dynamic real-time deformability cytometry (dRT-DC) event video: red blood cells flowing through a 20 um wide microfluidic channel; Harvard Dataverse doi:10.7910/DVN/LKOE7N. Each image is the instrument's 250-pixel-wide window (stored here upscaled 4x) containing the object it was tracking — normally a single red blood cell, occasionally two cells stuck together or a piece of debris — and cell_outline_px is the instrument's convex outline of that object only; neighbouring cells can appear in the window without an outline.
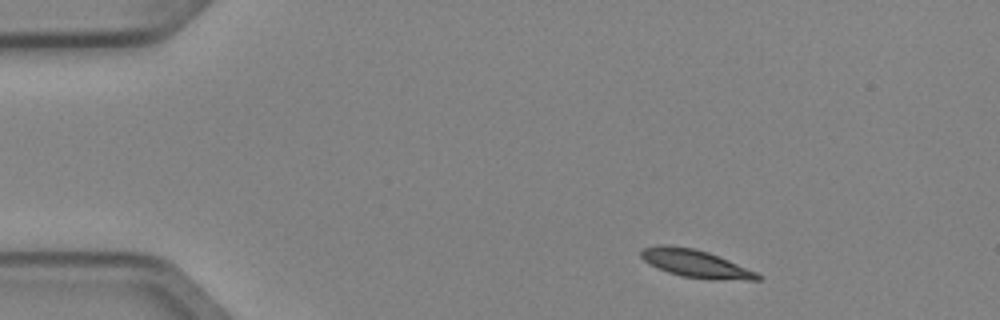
{"species": "Egyptian fruit bat (a non-hibernating species)", "species_latin": "Rousettus aegyptiacus", "temperature_condition": "cold", "stored_images_in_passage": 3, "camera_frame_rate_fps": 3000, "um_per_image_px": 0.085, "animal": {"sex": "female"}, "frame": {"image": 1, "passage_image": 1, "time_ms": 0.0, "image_size_px": [1000, 320], "cell_outline_px": [[764, 276], [760, 280], [712, 280], [680, 276], [668, 272], [644, 260], [640, 256], [640, 252], [644, 248], [656, 244], [668, 244], [692, 248], [708, 252], [728, 260], [756, 272]], "centroid_in_image_um": [59.14, 22.41], "position_along_channel_um": 25.9, "area_um2": 18.84}}